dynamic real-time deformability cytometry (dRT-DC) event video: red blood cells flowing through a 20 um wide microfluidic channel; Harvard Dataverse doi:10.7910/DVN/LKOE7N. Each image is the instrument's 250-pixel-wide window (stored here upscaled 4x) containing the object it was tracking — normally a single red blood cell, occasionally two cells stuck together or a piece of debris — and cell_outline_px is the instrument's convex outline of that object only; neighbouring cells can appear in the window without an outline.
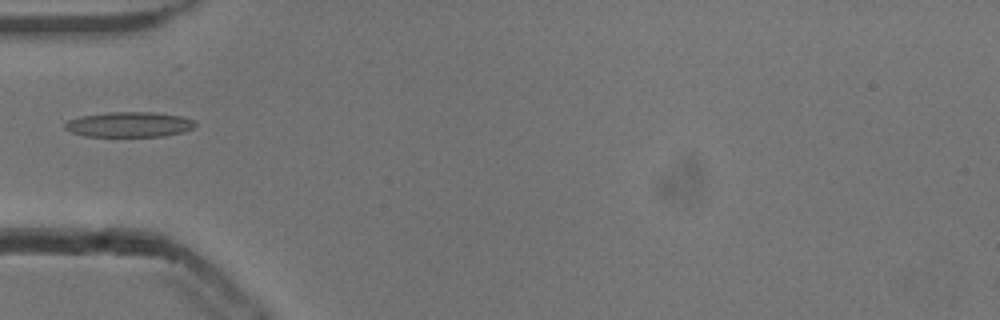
{"species": "common noctule bat (a hibernating species)", "species_latin": "Nyctalus noctula", "temperature_condition": "cold", "stored_images_in_passage": 9, "camera_frame_rate_fps": 3000, "um_per_image_px": 0.085, "animal": {"sex": "male", "body_mass_g": 13.3}, "frame": {"image": 1, "passage_image": 1, "time_ms": 0.0, "image_size_px": [1000, 320], "cell_outline_px": [[196, 124], [192, 128], [184, 132], [164, 136], [84, 136], [72, 132], [64, 128], [64, 124], [68, 120], [80, 116], [108, 112], [152, 112], [184, 116], [192, 120]], "centroid_in_image_um": [10.98, 10.57], "position_along_channel_um": 74.0, "area_um2": 19.13}}
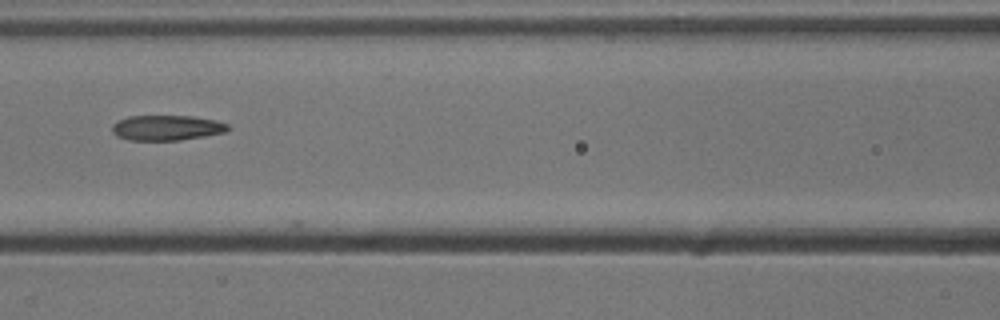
{"frame": {"image": 2, "passage_image": 7, "time_ms": 2.0, "image_size_px": [1000, 320], "cell_outline_px": [[232, 128], [224, 132], [204, 136], [180, 140], [128, 140], [116, 136], [112, 132], [112, 124], [116, 120], [128, 116], [192, 116], [216, 120], [228, 124]], "centroid_in_image_um": [14.15, 10.85], "position_along_channel_um": 152.5, "area_um2": 17.17}}